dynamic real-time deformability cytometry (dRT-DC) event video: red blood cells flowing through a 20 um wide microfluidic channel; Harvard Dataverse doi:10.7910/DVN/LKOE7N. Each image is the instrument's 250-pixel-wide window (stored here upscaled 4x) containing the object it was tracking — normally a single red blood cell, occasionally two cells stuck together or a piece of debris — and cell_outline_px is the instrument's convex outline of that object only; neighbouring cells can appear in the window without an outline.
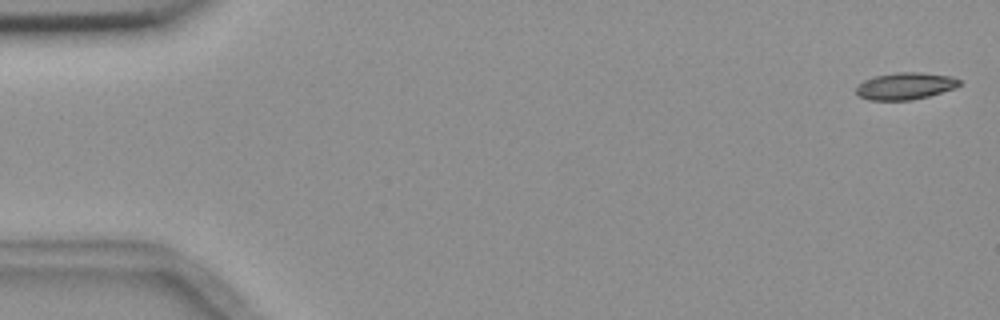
{"species": "common noctule bat (a hibernating species)", "species_latin": "Nyctalus noctula", "temperature_condition": "room temperature", "stored_images_in_passage": 5, "camera_frame_rate_fps": 3000, "um_per_image_px": 0.085, "animal": {"sex": "female", "body_mass_g": 18.4}, "frame": {"image": 1, "passage_image": 1, "time_ms": 0.0, "image_size_px": [1000, 320], "cell_outline_px": [[960, 84], [956, 88], [928, 96], [912, 100], [868, 100], [860, 96], [856, 92], [856, 88], [864, 80], [876, 76], [896, 72], [920, 72], [952, 76], [960, 80]], "centroid_in_image_um": [76.97, 7.31], "position_along_channel_um": 8.0, "area_um2": 16.18}}
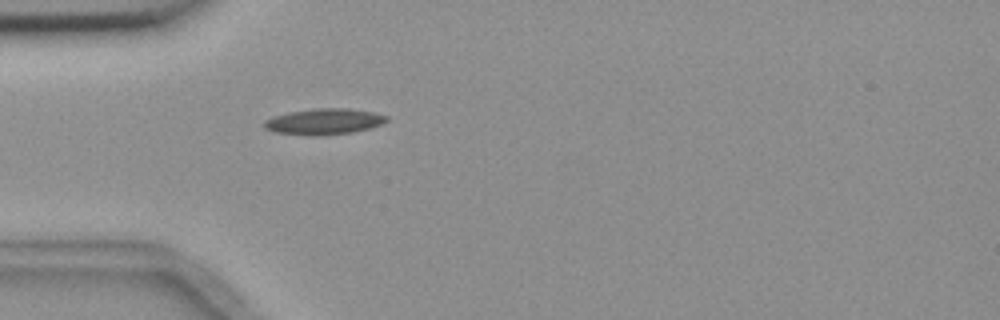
{"frame": {"image": 2, "passage_image": 5, "time_ms": 5.0, "image_size_px": [1000, 320], "cell_outline_px": [[388, 120], [380, 124], [368, 128], [352, 132], [320, 136], [308, 136], [276, 132], [264, 128], [264, 120], [272, 116], [288, 112], [312, 108], [348, 108], [372, 112], [388, 116]], "centroid_in_image_um": [27.49, 10.33], "position_along_channel_um": 57.5, "area_um2": 18.61}}